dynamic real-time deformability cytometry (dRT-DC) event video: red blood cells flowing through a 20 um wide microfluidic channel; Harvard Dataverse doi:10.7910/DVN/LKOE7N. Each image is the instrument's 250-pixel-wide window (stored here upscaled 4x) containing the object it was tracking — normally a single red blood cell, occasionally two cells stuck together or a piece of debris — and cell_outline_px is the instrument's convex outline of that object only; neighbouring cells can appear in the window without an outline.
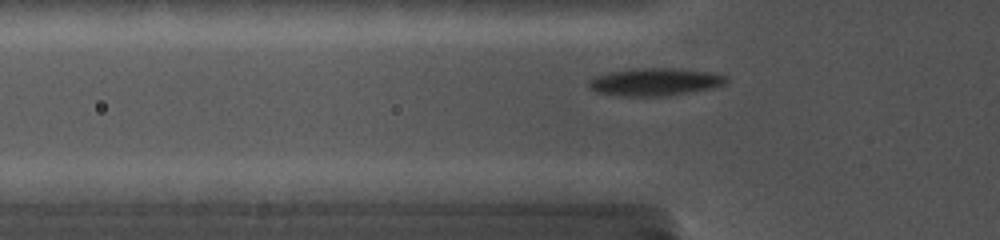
{"species": "common noctule bat (a hibernating species)", "species_latin": "Nyctalus noctula", "temperature_condition": "cold", "stored_images_in_passage": 34, "camera_frame_rate_fps": 5000, "um_per_image_px": 0.085, "animal": {"sex": "female", "body_mass_g": 19.0, "forearm_length_mm": 56.7}, "frame": {"image": 1, "passage_image": 9, "time_ms": 2.6, "image_size_px": [1000, 240], "cell_outline_px": [[728, 80], [724, 84], [712, 88], [668, 96], [620, 96], [596, 92], [588, 88], [588, 80], [596, 76], [608, 72], [632, 68], [680, 68], [712, 72], [728, 76]], "centroid_in_image_um": [55.67, 6.95], "position_along_channel_um": 70.1, "area_um2": 22.48}}
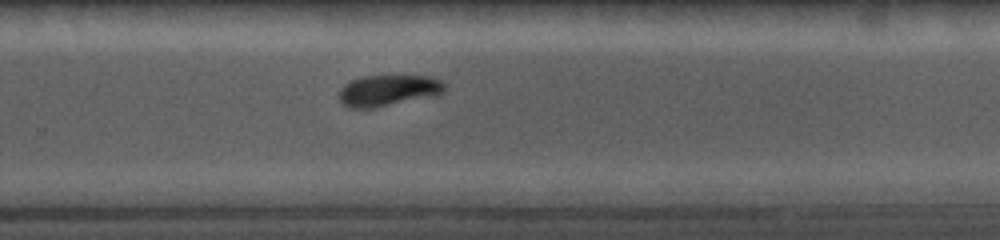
{"frame": {"image": 2, "passage_image": 27, "time_ms": 8.6, "image_size_px": [1000, 240], "cell_outline_px": [[448, 84], [444, 92], [440, 96], [372, 108], [348, 108], [340, 104], [336, 96], [340, 88], [344, 84], [352, 80], [364, 76], [428, 76], [440, 80]], "centroid_in_image_um": [33.01, 7.71], "position_along_channel_um": 296.8, "area_um2": 19.83}}
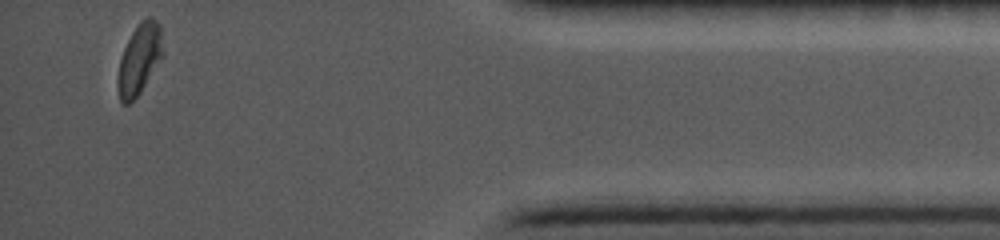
{"frame": {"image": 3, "passage_image": 34, "time_ms": 12.8, "image_size_px": [1000, 240], "cell_outline_px": [[164, 56], [140, 92], [128, 104], [124, 104], [120, 100], [116, 84], [120, 60], [124, 48], [132, 32], [140, 20], [148, 16], [152, 16], [160, 24], [164, 52]], "centroid_in_image_um": [11.87, 4.99], "position_along_channel_um": 423.3, "area_um2": 18.73}}